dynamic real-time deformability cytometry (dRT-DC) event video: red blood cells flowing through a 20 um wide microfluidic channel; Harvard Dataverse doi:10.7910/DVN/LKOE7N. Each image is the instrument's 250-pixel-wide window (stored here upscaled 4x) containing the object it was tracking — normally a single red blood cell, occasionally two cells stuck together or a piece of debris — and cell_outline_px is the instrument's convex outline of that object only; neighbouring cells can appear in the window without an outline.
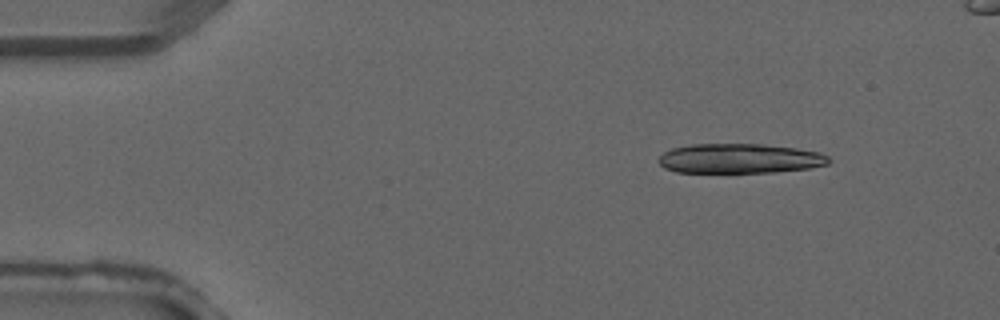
{"species": "common noctule bat (a hibernating species)", "species_latin": "Nyctalus noctula", "temperature_condition": "warm", "stored_images_in_passage": 3, "camera_frame_rate_fps": 3000, "um_per_image_px": 0.085, "animal": {"sex": "male", "forearm_length_mm": 52.5}, "frame": {"image": 1, "passage_image": 1, "time_ms": 0.0, "image_size_px": [1000, 320], "cell_outline_px": [[832, 160], [828, 164], [808, 168], [776, 172], [676, 172], [664, 168], [656, 160], [664, 152], [672, 148], [692, 144], [760, 144], [796, 148], [820, 152], [828, 156]], "centroid_in_image_um": [62.87, 13.47], "position_along_channel_um": 22.1, "area_um2": 29.48}}